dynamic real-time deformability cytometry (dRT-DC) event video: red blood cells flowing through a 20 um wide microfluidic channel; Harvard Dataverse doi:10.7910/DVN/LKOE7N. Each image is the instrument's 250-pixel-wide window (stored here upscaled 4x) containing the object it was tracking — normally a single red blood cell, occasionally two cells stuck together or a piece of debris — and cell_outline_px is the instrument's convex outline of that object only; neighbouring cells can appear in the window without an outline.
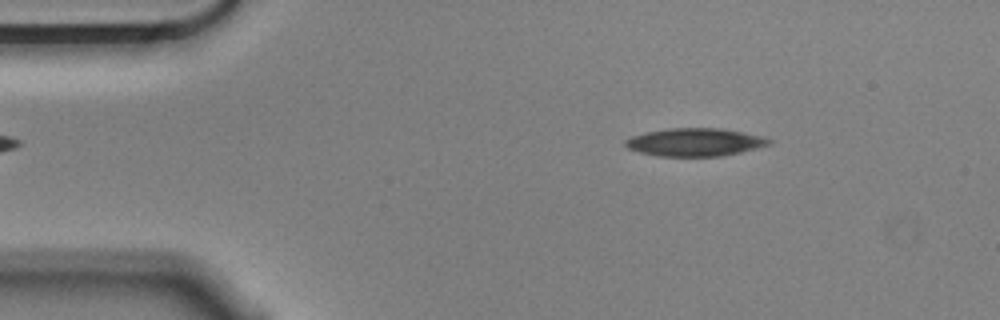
{"species": "Egyptian fruit bat (a non-hibernating species)", "species_latin": "Rousettus aegyptiacus", "temperature_condition": "cold", "stored_images_in_passage": 48, "camera_frame_rate_fps": 3000, "um_per_image_px": 0.085, "animal": {"sex": "male"}, "frame": {"image": 1, "passage_image": 1, "time_ms": 0.0, "image_size_px": [1000, 320], "cell_outline_px": [[772, 140], [768, 144], [756, 148], [740, 152], [720, 156], [656, 156], [640, 152], [628, 148], [624, 144], [624, 140], [632, 136], [644, 132], [668, 128], [720, 128], [760, 136]], "centroid_in_image_um": [59.0, 12.08], "position_along_channel_um": 26.0, "area_um2": 23.18}}
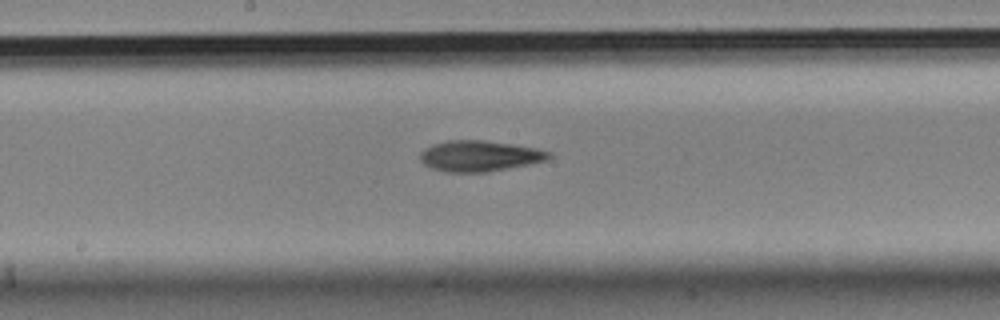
{"frame": {"image": 2, "passage_image": 21, "time_ms": 6.667, "image_size_px": [1000, 320], "cell_outline_px": [[552, 156], [548, 160], [532, 164], [488, 172], [444, 172], [432, 168], [424, 164], [420, 160], [420, 152], [424, 148], [432, 144], [448, 140], [484, 140], [512, 144], [536, 148], [552, 152]], "centroid_in_image_um": [40.78, 13.26], "position_along_channel_um": 207.4, "area_um2": 23.41}}
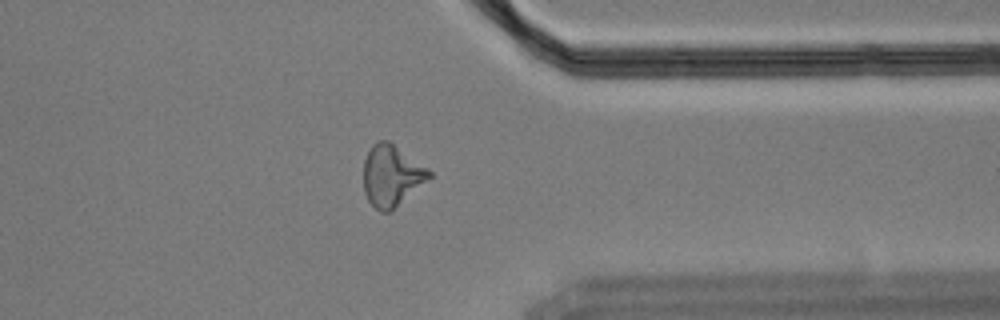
{"frame": {"image": 3, "passage_image": 36, "time_ms": 11.667, "image_size_px": [1000, 320], "cell_outline_px": [[432, 176], [392, 212], [380, 212], [368, 200], [364, 192], [364, 160], [372, 144], [376, 140], [388, 140], [428, 168], [432, 172]], "centroid_in_image_um": [33.28, 14.94], "position_along_channel_um": 378.1, "area_um2": 23.52}, "authors_computed_cell_mechanics": {"area_um2": 23.0911, "velocity_mm_per_s": 3.5621, "shape_relaxation_time_tau1_ms": 4.4589, "shape_relaxation_time_tau2_ms": null, "deformation_change_tau1": 0.1634, "deformation_change_tau2": null}}